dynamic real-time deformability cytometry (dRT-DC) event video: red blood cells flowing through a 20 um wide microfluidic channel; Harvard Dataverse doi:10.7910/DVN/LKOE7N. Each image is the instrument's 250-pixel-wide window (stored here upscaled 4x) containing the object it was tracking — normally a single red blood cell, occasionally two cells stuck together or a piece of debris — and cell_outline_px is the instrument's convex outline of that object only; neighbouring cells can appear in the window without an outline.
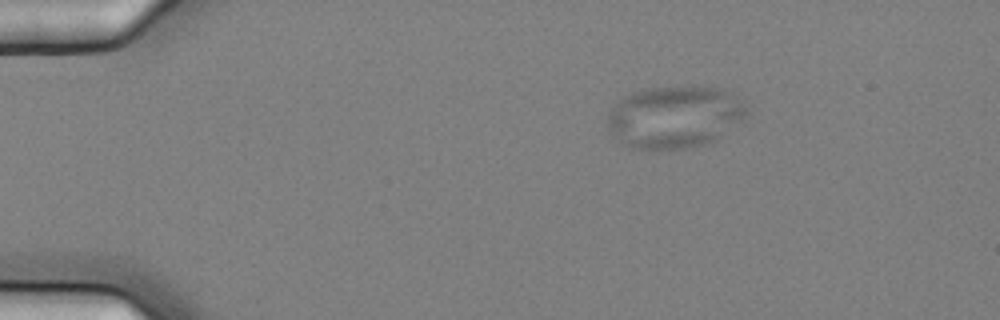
{"species": "common noctule bat (a hibernating species)", "species_latin": "Nyctalus noctula", "temperature_condition": "cold", "stored_images_in_passage": 4, "camera_frame_rate_fps": 3000, "um_per_image_px": 0.085, "animal": {"sex": "female", "body_mass_g": 25.1}, "frame": {"image": 1, "passage_image": 1, "time_ms": 0.0, "image_size_px": [1000, 320], "cell_outline_px": [[748, 112], [740, 120], [716, 140], [704, 144], [688, 148], [636, 148], [624, 144], [608, 128], [608, 112], [624, 96], [648, 88], [688, 84], [720, 88], [732, 96]], "centroid_in_image_um": [57.31, 9.91], "position_along_channel_um": 27.7, "area_um2": 49.71}}